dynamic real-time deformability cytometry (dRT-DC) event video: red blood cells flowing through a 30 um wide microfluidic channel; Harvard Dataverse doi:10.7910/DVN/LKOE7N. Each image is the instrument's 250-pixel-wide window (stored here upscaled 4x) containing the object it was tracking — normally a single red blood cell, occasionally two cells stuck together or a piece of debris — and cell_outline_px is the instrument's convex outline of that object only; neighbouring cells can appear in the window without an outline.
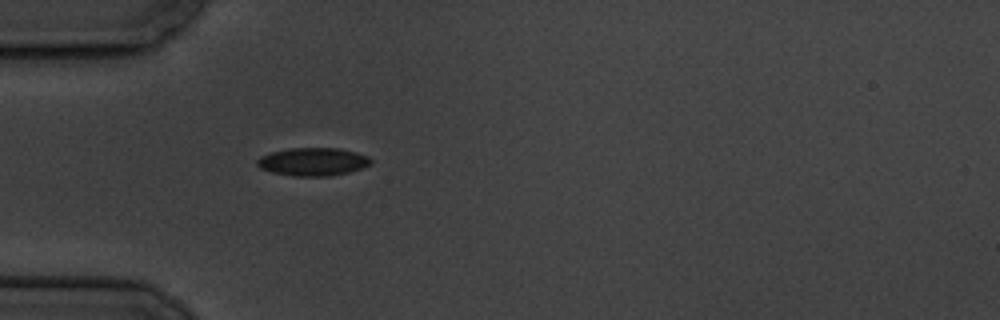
{"species": "common noctule bat (a hibernating species)", "species_latin": "Nyctalus noctula", "temperature_condition": "cold", "stored_images_in_passage": 2, "camera_frame_rate_fps": 3000, "um_per_image_px": 0.085, "animal": {"sex": "male", "body_mass_g": 19.5, "forearm_length_mm": 54.6}, "frame": {"image": 1, "passage_image": 2, "time_ms": 1.333, "image_size_px": [1000, 320], "cell_outline_px": [[372, 164], [348, 172], [328, 176], [292, 176], [272, 172], [260, 168], [256, 164], [256, 160], [260, 156], [272, 152], [288, 148], [340, 148], [356, 152], [368, 156], [372, 160]], "centroid_in_image_um": [26.59, 13.74], "position_along_channel_um": 58.4, "area_um2": 18.61}}